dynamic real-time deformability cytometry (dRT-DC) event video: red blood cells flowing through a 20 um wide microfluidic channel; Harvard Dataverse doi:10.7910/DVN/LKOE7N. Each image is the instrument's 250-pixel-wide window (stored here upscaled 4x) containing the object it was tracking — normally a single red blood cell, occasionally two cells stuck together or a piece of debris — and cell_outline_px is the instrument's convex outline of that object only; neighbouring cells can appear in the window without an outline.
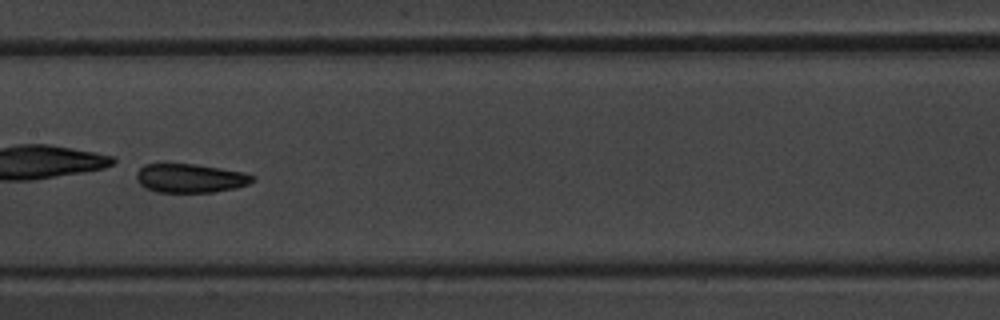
{"species": "common noctule bat (a hibernating species)", "species_latin": "Nyctalus noctula", "temperature_condition": "warm", "stored_images_in_passage": 49, "camera_frame_rate_fps": 3000, "um_per_image_px": 0.085, "animal": {"sex": "male", "body_mass_g": 20.1, "forearm_length_mm": 53.5}, "frame": {"image": 1, "passage_image": 28, "time_ms": 9.0, "image_size_px": [1000, 320], "cell_outline_px": [[256, 180], [248, 184], [236, 188], [212, 192], [156, 192], [144, 188], [136, 180], [136, 172], [144, 164], [196, 164], [244, 172], [256, 176]], "centroid_in_image_um": [16.18, 15.15], "position_along_channel_um": 191.2, "area_um2": 19.71}}